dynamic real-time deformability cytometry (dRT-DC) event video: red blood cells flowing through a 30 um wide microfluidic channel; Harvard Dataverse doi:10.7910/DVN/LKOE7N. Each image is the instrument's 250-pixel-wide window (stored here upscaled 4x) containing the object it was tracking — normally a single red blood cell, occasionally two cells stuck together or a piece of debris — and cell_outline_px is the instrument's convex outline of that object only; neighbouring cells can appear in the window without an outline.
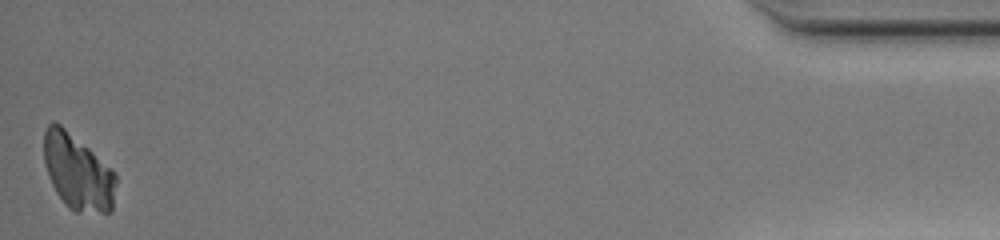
{"species": "common noctule bat (a hibernating species)", "species_latin": "Nyctalus noctula", "temperature_condition": "warm", "stored_images_in_passage": 33, "camera_frame_rate_fps": 3000, "um_per_image_px": 0.085, "animal": {"sex": "female", "body_mass_g": 20.0, "forearm_length_mm": 54.0}, "frame": {"image": 1, "passage_image": 33, "time_ms": 10.667, "image_size_px": [1000, 240], "cell_outline_px": [[116, 184], [112, 212], [76, 212], [68, 208], [64, 204], [56, 192], [48, 176], [44, 164], [44, 132], [48, 124], [52, 120], [56, 120], [116, 172]], "centroid_in_image_um": [6.59, 14.63], "position_along_channel_um": 428.6, "area_um2": 31.96}}